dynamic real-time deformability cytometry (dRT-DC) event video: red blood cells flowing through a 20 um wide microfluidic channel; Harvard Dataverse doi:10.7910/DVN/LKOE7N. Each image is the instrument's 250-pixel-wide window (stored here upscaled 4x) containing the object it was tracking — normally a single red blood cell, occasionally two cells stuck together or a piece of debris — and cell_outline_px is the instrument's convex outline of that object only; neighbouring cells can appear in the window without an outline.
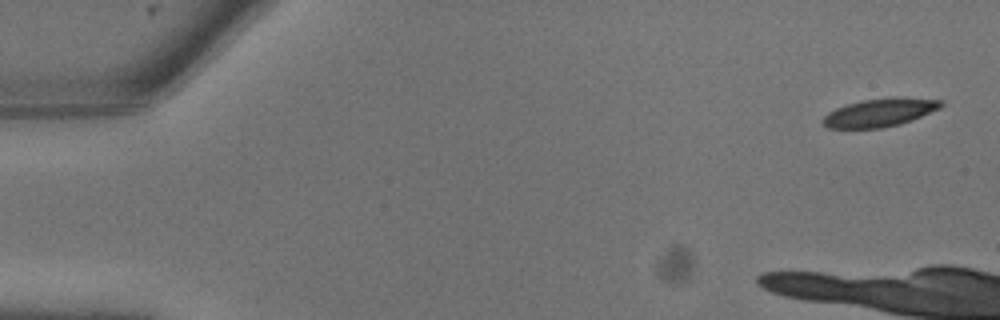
{"species": "common noctule bat (a hibernating species)", "species_latin": "Nyctalus noctula", "temperature_condition": "warm", "stored_images_in_passage": 5, "camera_frame_rate_fps": 3000, "um_per_image_px": 0.085, "animal": {"sex": "male", "body_mass_g": 13.3}, "frame": {"image": 1, "passage_image": 1, "time_ms": 0.0, "image_size_px": [1000, 320], "cell_outline_px": [[944, 104], [940, 108], [900, 124], [880, 128], [828, 128], [820, 120], [828, 112], [836, 108], [848, 104], [864, 100], [892, 96], [900, 96], [944, 100]], "centroid_in_image_um": [74.8, 9.54], "position_along_channel_um": 10.2, "area_um2": 19.48}}